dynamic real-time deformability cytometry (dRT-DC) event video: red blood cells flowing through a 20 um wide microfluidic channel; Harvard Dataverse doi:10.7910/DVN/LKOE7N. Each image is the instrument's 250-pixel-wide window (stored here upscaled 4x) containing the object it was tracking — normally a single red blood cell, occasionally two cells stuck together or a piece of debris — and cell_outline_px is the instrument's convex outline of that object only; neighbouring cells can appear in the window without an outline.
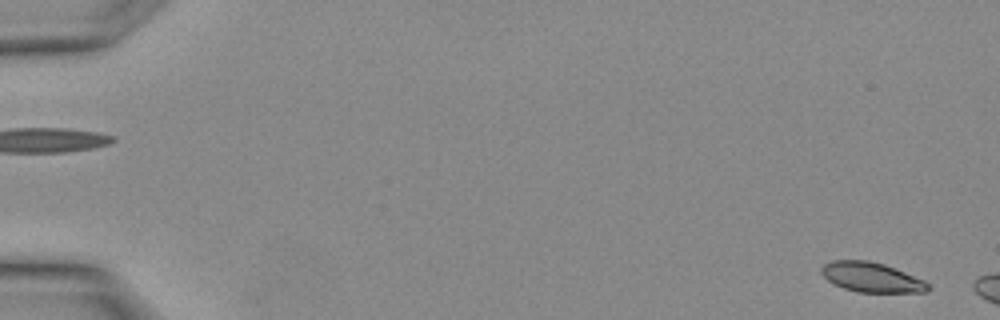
{"species": "Egyptian fruit bat (a non-hibernating species)", "species_latin": "Rousettus aegyptiacus", "temperature_condition": "warm", "stored_images_in_passage": 6, "camera_frame_rate_fps": 3000, "um_per_image_px": 0.085, "animal": {"sex": "female"}, "frame": {"image": 1, "passage_image": 1, "time_ms": 0.0, "image_size_px": [1000, 320], "cell_outline_px": [[932, 288], [928, 292], [856, 292], [832, 284], [820, 272], [820, 268], [824, 264], [832, 260], [868, 260], [884, 264], [924, 280]], "centroid_in_image_um": [74.06, 23.57], "position_along_channel_um": 10.9, "area_um2": 18.55}}